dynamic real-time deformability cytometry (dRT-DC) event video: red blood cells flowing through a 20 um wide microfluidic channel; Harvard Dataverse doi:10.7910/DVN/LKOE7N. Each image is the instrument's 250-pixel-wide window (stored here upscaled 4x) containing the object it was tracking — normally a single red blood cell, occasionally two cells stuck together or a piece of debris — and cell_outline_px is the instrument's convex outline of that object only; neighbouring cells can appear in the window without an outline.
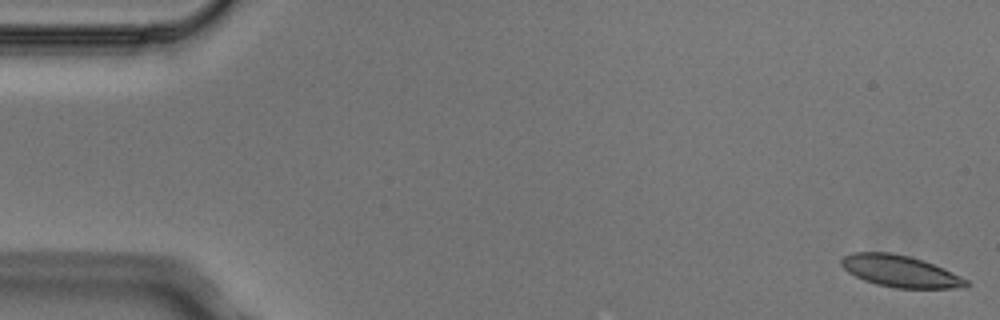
{"species": "Egyptian fruit bat (a non-hibernating species)", "species_latin": "Rousettus aegyptiacus", "temperature_condition": "cold", "stored_images_in_passage": 5, "camera_frame_rate_fps": 3000, "um_per_image_px": 0.085, "animal": {"sex": "male"}, "frame": {"image": 1, "passage_image": 1, "time_ms": 0.0, "image_size_px": [1000, 320], "cell_outline_px": [[972, 284], [964, 288], [896, 288], [876, 284], [864, 280], [848, 272], [840, 264], [840, 260], [844, 256], [852, 252], [892, 252], [924, 260], [944, 268], [968, 280]], "centroid_in_image_um": [76.54, 23.05], "position_along_channel_um": 8.5, "area_um2": 23.24}}
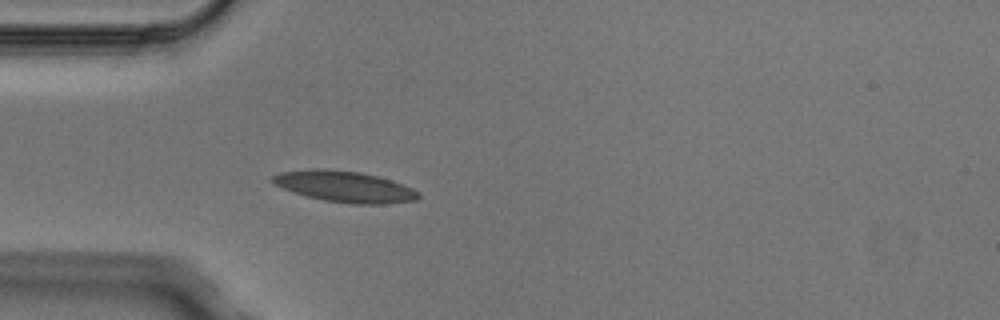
{"frame": {"image": 2, "passage_image": 5, "time_ms": 1.333, "image_size_px": [1000, 320], "cell_outline_px": [[420, 196], [416, 200], [384, 204], [352, 204], [324, 200], [292, 192], [276, 184], [272, 180], [272, 176], [280, 172], [308, 168], [320, 168], [360, 172], [392, 180], [412, 188], [420, 192]], "centroid_in_image_um": [29.31, 15.85], "position_along_channel_um": 55.7, "area_um2": 26.36}}